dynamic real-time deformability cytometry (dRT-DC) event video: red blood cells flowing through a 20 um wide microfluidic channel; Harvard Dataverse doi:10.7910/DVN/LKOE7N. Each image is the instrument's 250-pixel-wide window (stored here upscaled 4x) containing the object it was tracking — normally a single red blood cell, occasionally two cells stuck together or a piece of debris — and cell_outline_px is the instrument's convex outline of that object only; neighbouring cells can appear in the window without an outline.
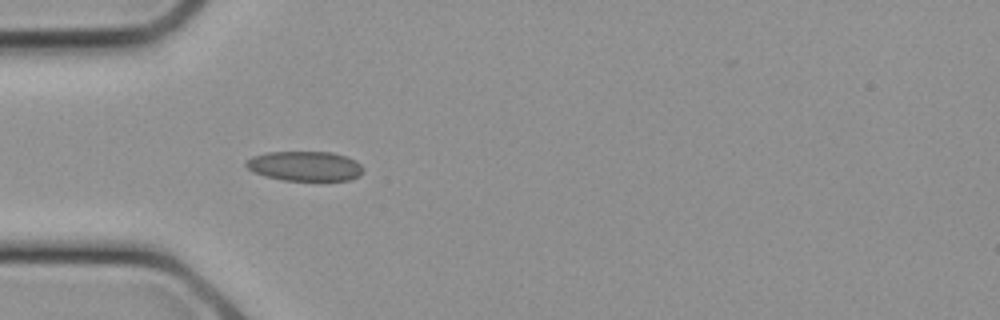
{"species": "common noctule bat (a hibernating species)", "species_latin": "Nyctalus noctula", "temperature_condition": "cold", "stored_images_in_passage": 7, "camera_frame_rate_fps": 3000, "um_per_image_px": 0.085, "animal": {"sex": "female", "body_mass_g": 21.9}, "frame": {"image": 1, "passage_image": 7, "time_ms": 2.0, "image_size_px": [1000, 320], "cell_outline_px": [[364, 168], [356, 176], [348, 180], [284, 180], [264, 176], [252, 172], [244, 164], [252, 156], [268, 152], [332, 152], [356, 160]], "centroid_in_image_um": [25.88, 14.11], "position_along_channel_um": 59.1, "area_um2": 20.11}}